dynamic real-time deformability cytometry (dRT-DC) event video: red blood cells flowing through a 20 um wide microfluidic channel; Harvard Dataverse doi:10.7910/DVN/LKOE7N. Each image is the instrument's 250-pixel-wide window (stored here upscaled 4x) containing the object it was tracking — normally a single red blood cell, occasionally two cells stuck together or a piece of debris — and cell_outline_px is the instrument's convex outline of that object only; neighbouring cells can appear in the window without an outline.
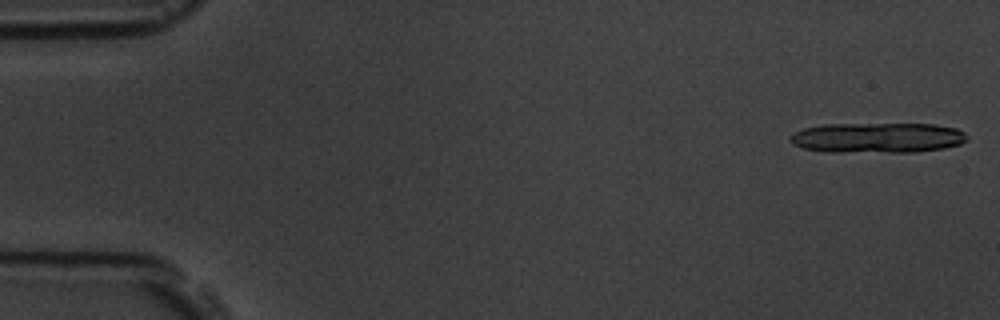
{"species": "common noctule bat (a hibernating species)", "species_latin": "Nyctalus noctula", "temperature_condition": "room temperature", "stored_images_in_passage": 7, "camera_frame_rate_fps": 3000, "um_per_image_px": 0.085, "animal": {"sex": "male", "body_mass_g": 19.5, "forearm_length_mm": 54.6}, "frame": {"image": 1, "passage_image": 1, "time_ms": 0.0, "image_size_px": [1000, 320], "cell_outline_px": [[968, 140], [960, 144], [944, 148], [916, 152], [828, 152], [804, 148], [792, 144], [788, 140], [788, 136], [804, 128], [824, 124], [936, 124], [956, 128], [964, 132], [968, 136]], "centroid_in_image_um": [74.6, 11.71], "position_along_channel_um": 10.4, "area_um2": 31.44}}
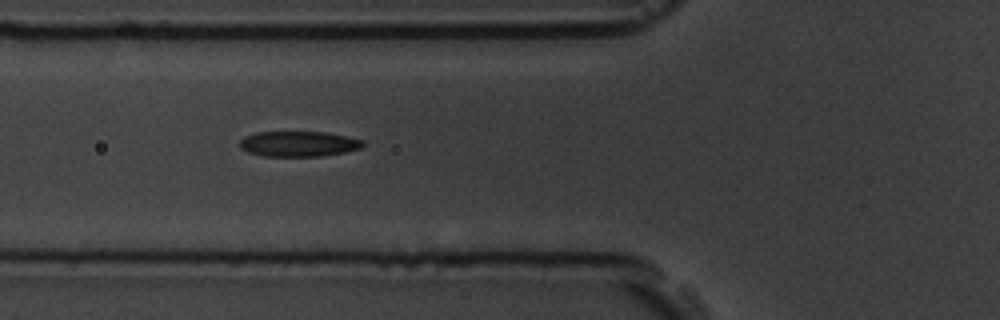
{"frame": {"image": 2, "passage_image": 6, "time_ms": 1.667, "image_size_px": [1000, 320], "cell_outline_px": [[364, 144], [360, 148], [344, 152], [320, 156], [264, 156], [248, 152], [240, 148], [240, 140], [244, 136], [256, 132], [324, 132], [364, 140]], "centroid_in_image_um": [25.34, 12.22], "position_along_channel_um": 100.5, "area_um2": 18.09}}
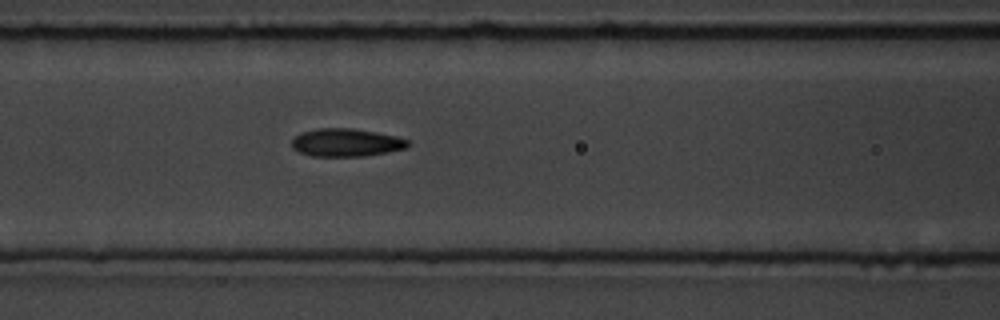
{"frame": {"image": 3, "passage_image": 7, "time_ms": 2.0, "image_size_px": [1000, 320], "cell_outline_px": [[412, 144], [408, 148], [388, 152], [364, 156], [312, 156], [300, 152], [292, 148], [292, 140], [300, 132], [320, 128], [352, 128], [376, 132], [396, 136], [408, 140]], "centroid_in_image_um": [29.46, 12.12], "position_along_channel_um": 137.1, "area_um2": 19.02}}